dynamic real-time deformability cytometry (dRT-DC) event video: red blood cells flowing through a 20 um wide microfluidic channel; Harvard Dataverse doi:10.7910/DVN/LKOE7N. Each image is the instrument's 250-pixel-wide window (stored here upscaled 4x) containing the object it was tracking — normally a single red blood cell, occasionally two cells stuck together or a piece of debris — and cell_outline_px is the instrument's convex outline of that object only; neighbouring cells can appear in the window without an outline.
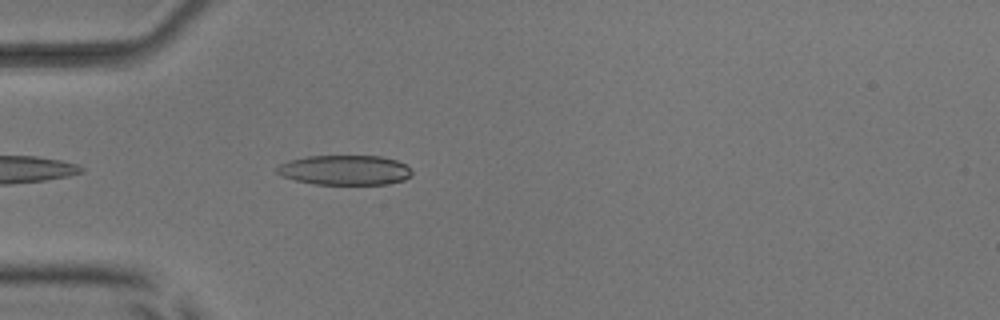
{"species": "common noctule bat (a hibernating species)", "species_latin": "Nyctalus noctula", "temperature_condition": "room temperature", "stored_images_in_passage": 14, "camera_frame_rate_fps": 3000, "um_per_image_px": 0.085, "animal": {"sex": "male", "body_mass_g": 17.9, "forearm_length_mm": 54.2}, "frame": {"image": 1, "passage_image": 3, "time_ms": 0.667, "image_size_px": [1000, 320], "cell_outline_px": [[412, 172], [404, 180], [388, 184], [312, 184], [280, 176], [276, 172], [276, 168], [280, 164], [288, 160], [308, 156], [380, 156], [396, 160], [404, 164]], "centroid_in_image_um": [29.26, 14.46], "position_along_channel_um": 55.7, "area_um2": 23.41}}